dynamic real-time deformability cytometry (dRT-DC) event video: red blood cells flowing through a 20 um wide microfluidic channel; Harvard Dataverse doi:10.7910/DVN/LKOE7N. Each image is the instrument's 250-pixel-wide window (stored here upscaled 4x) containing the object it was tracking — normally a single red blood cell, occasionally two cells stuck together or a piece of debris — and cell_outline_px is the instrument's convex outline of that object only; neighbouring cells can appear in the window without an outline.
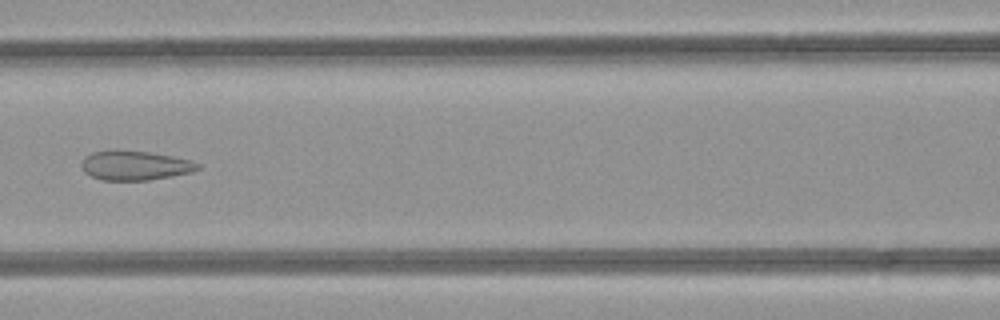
{"species": "common noctule bat (a hibernating species)", "species_latin": "Nyctalus noctula", "temperature_condition": "room temperature", "stored_images_in_passage": 32, "camera_frame_rate_fps": 3000, "um_per_image_px": 0.085, "animal": {"sex": "female", "body_mass_g": 21.9}, "frame": {"image": 1, "passage_image": 20, "time_ms": 6.333, "image_size_px": [1000, 320], "cell_outline_px": [[200, 168], [192, 172], [172, 176], [148, 180], [104, 180], [92, 176], [84, 172], [80, 164], [84, 156], [92, 152], [148, 152], [172, 156], [192, 160], [200, 164]], "centroid_in_image_um": [11.5, 14.09], "position_along_channel_um": 155.1, "area_um2": 19.48}}